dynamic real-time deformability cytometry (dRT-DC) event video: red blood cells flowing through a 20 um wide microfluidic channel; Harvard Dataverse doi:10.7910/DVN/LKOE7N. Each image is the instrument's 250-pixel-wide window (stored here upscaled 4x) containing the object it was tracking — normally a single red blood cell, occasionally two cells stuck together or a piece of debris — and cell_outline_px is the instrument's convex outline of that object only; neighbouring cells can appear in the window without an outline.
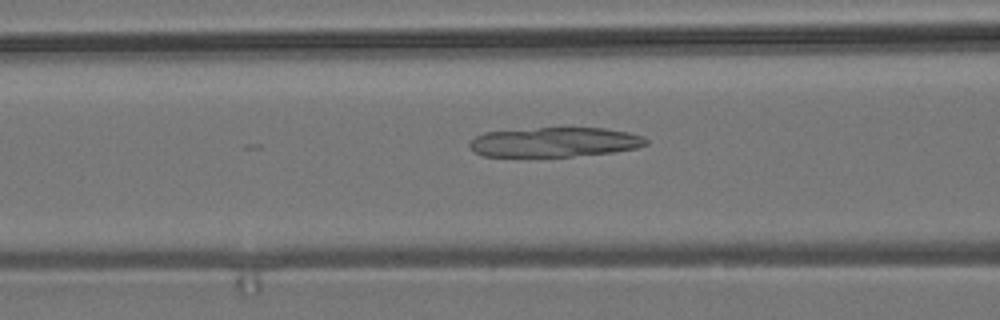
{"species": "common noctule bat (a hibernating species)", "species_latin": "Nyctalus noctula", "temperature_condition": "room temperature", "stored_images_in_passage": 30, "camera_frame_rate_fps": 3000, "um_per_image_px": 0.085, "animal": {"sex": "male", "body_mass_g": 19.2, "forearm_length_mm": 51.8}, "frame": {"image": 1, "passage_image": 21, "time_ms": 6.667, "image_size_px": [1000, 320], "cell_outline_px": [[648, 144], [636, 148], [612, 152], [572, 156], [484, 156], [472, 152], [468, 144], [476, 136], [484, 132], [536, 128], [604, 128], [628, 132], [644, 136], [648, 140]], "centroid_in_image_um": [47.14, 12.08], "position_along_channel_um": 119.5, "area_um2": 30.4}}
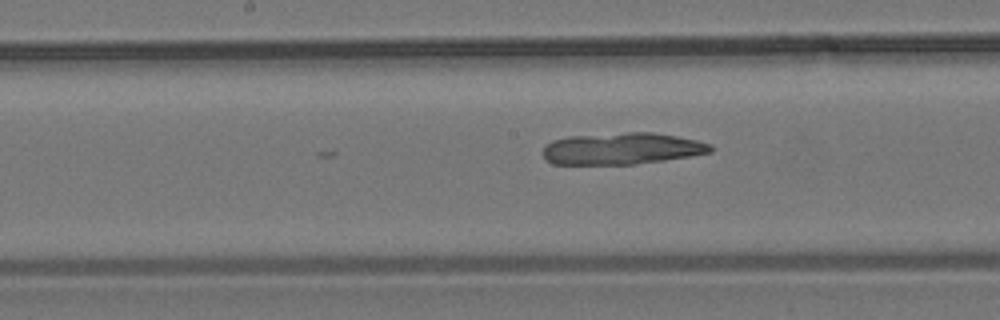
{"frame": {"image": 2, "passage_image": 27, "time_ms": 8.667, "image_size_px": [1000, 320], "cell_outline_px": [[712, 152], [664, 160], [636, 164], [552, 164], [540, 152], [544, 144], [552, 140], [568, 136], [628, 132], [652, 132], [676, 136], [696, 140], [712, 144]], "centroid_in_image_um": [52.81, 12.62], "position_along_channel_um": 195.4, "area_um2": 31.1}}
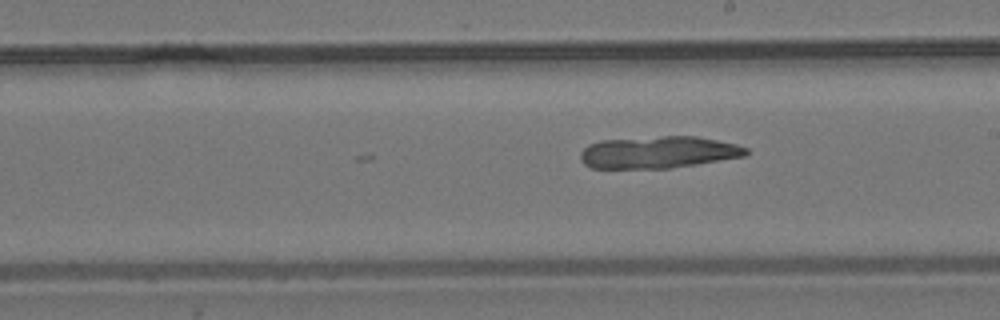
{"frame": {"image": 3, "passage_image": 30, "time_ms": 9.667, "image_size_px": [1000, 320], "cell_outline_px": [[748, 152], [744, 156], [672, 168], [592, 168], [584, 164], [580, 160], [580, 152], [588, 144], [600, 140], [664, 136], [696, 136], [736, 144], [748, 148]], "centroid_in_image_um": [55.92, 12.94], "position_along_channel_um": 233.1, "area_um2": 30.87}}